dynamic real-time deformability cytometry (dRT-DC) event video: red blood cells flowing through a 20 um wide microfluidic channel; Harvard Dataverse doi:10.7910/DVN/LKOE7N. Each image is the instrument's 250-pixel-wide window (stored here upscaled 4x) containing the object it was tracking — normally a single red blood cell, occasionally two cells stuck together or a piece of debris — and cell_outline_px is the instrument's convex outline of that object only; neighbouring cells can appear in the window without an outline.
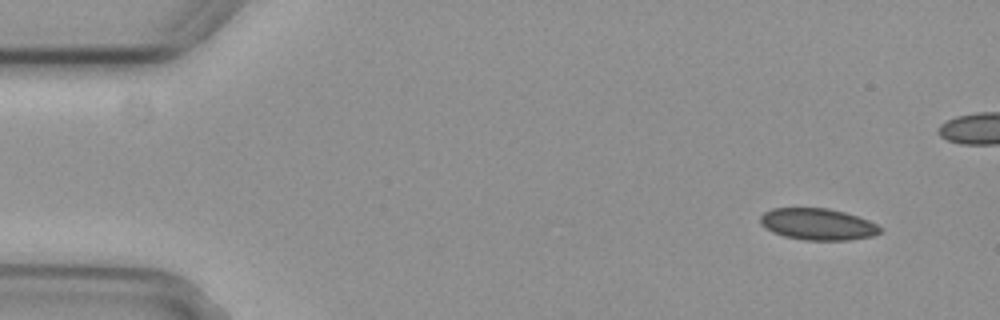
{"species": "common noctule bat (a hibernating species)", "species_latin": "Nyctalus noctula", "temperature_condition": "cold", "stored_images_in_passage": 3, "camera_frame_rate_fps": 3000, "um_per_image_px": 0.085, "animal": {"sex": "female", "body_mass_g": 29.2, "forearm_length_mm": 56.3}, "frame": {"image": 1, "passage_image": 1, "time_ms": 0.0, "image_size_px": [1000, 320], "cell_outline_px": [[880, 232], [872, 236], [848, 240], [804, 240], [784, 236], [772, 232], [764, 228], [760, 224], [760, 216], [764, 212], [772, 208], [828, 208], [844, 212], [868, 220], [876, 224], [880, 228]], "centroid_in_image_um": [69.45, 19.06], "position_along_channel_um": 15.5, "area_um2": 22.02}}